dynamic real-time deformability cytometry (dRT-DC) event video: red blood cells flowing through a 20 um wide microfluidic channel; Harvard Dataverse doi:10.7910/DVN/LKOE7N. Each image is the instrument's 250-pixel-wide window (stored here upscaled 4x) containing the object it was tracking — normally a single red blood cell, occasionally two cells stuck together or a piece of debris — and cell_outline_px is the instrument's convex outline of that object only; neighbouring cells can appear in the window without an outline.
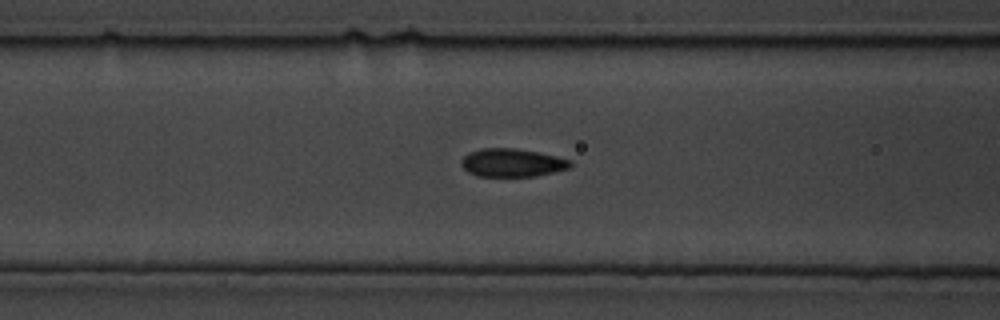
{"species": "common noctule bat (a hibernating species)", "species_latin": "Nyctalus noctula", "temperature_condition": "cold", "stored_images_in_passage": 20, "camera_frame_rate_fps": 3000, "um_per_image_px": 0.085, "animal": {"sex": "male", "body_mass_g": 19.5, "forearm_length_mm": 54.6}, "frame": {"image": 1, "passage_image": 6, "time_ms": 1.667, "image_size_px": [1000, 320], "cell_outline_px": [[572, 164], [568, 168], [536, 176], [480, 176], [468, 172], [460, 164], [460, 160], [468, 152], [480, 148], [516, 148], [540, 152], [572, 160]], "centroid_in_image_um": [43.51, 13.81], "position_along_channel_um": 123.1, "area_um2": 17.98}}
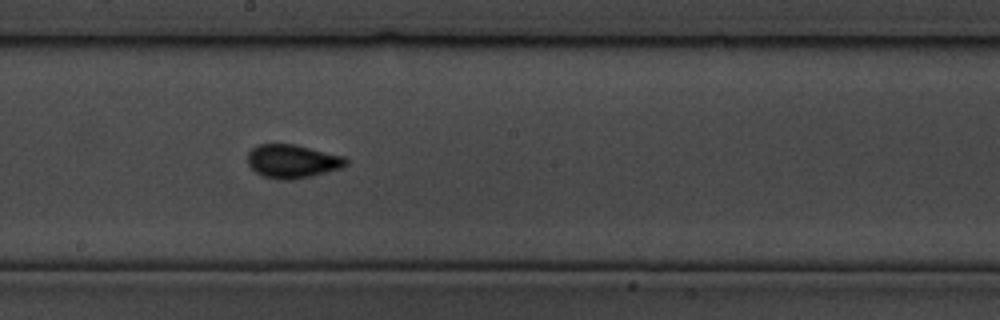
{"frame": {"image": 2, "passage_image": 10, "time_ms": 3.0, "image_size_px": [1000, 320], "cell_outline_px": [[348, 164], [340, 168], [292, 180], [280, 180], [264, 176], [256, 172], [248, 164], [248, 152], [252, 148], [260, 144], [296, 144], [344, 156], [348, 160]], "centroid_in_image_um": [24.85, 13.69], "position_along_channel_um": 223.4, "area_um2": 19.07}}
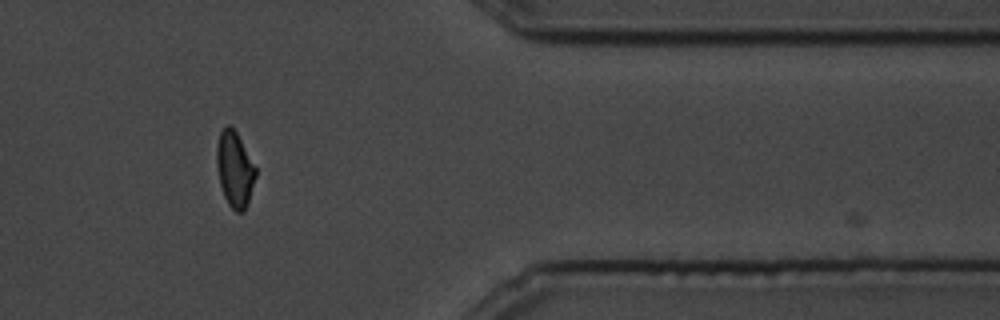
{"frame": {"image": 3, "passage_image": 17, "time_ms": 5.333, "image_size_px": [1000, 320], "cell_outline_px": [[256, 176], [244, 212], [236, 212], [228, 204], [224, 196], [220, 184], [216, 164], [216, 148], [220, 132], [228, 124], [236, 132], [256, 168]], "centroid_in_image_um": [19.93, 14.4], "position_along_channel_um": 391.5, "area_um2": 16.88}}